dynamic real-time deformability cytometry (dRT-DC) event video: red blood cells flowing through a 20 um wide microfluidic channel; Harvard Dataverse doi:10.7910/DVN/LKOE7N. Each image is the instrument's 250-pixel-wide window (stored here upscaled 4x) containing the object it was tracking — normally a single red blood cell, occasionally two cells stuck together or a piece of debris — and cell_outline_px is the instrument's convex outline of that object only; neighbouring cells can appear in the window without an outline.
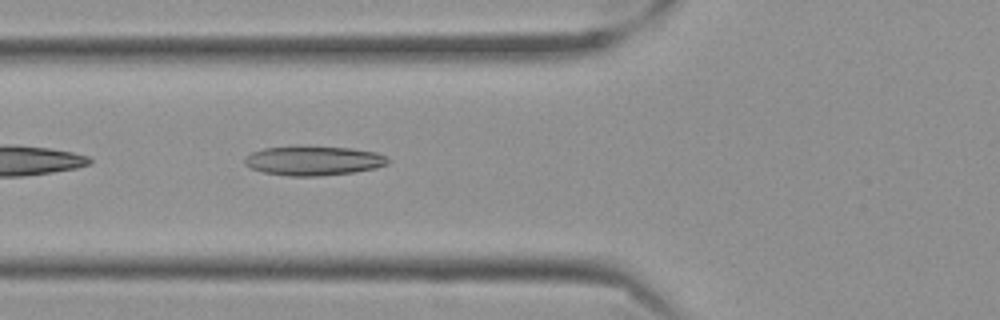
{"species": "Egyptian fruit bat (a non-hibernating species)", "species_latin": "Rousettus aegyptiacus", "temperature_condition": "cold", "stored_images_in_passage": 41, "camera_frame_rate_fps": 3000, "um_per_image_px": 0.085, "frame": {"image": 1, "passage_image": 5, "time_ms": 1.333, "image_size_px": [1000, 320], "cell_outline_px": [[388, 164], [376, 168], [352, 172], [320, 176], [288, 176], [264, 172], [252, 168], [244, 164], [244, 156], [252, 152], [264, 148], [352, 148], [376, 152], [384, 156], [388, 160]], "centroid_in_image_um": [26.64, 13.69], "position_along_channel_um": 99.2, "area_um2": 23.81}}
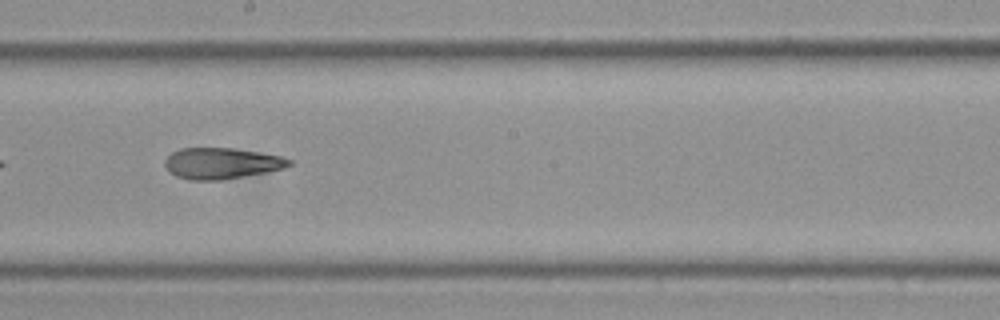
{"frame": {"image": 2, "passage_image": 16, "time_ms": 5.0, "image_size_px": [1000, 320], "cell_outline_px": [[292, 164], [284, 168], [264, 172], [220, 180], [192, 180], [176, 176], [164, 164], [164, 160], [172, 152], [180, 148], [232, 148], [280, 156], [292, 160]], "centroid_in_image_um": [18.81, 13.87], "position_along_channel_um": 229.4, "area_um2": 22.14}}
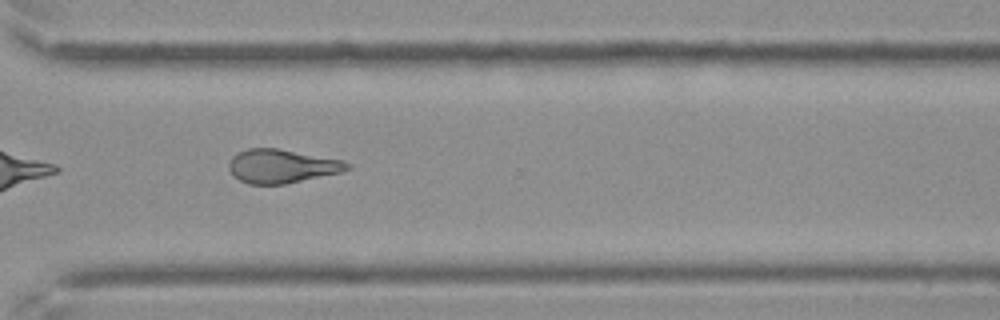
{"frame": {"image": 3, "passage_image": 26, "time_ms": 8.333, "image_size_px": [1000, 320], "cell_outline_px": [[352, 168], [340, 172], [284, 184], [248, 184], [240, 180], [228, 168], [228, 164], [232, 156], [236, 152], [248, 148], [276, 148], [344, 160], [352, 164]], "centroid_in_image_um": [23.96, 14.11], "position_along_channel_um": 346.6, "area_um2": 23.18}, "authors_computed_cell_mechanics": {"area_um2": 23.6402, "velocity_mm_per_s": 3.5325, "shape_relaxation_time_tau1_ms": null, "shape_relaxation_time_tau2_ms": 4.0305, "deformation_change_tau1": null, "deformation_change_tau2": 0.1301}}